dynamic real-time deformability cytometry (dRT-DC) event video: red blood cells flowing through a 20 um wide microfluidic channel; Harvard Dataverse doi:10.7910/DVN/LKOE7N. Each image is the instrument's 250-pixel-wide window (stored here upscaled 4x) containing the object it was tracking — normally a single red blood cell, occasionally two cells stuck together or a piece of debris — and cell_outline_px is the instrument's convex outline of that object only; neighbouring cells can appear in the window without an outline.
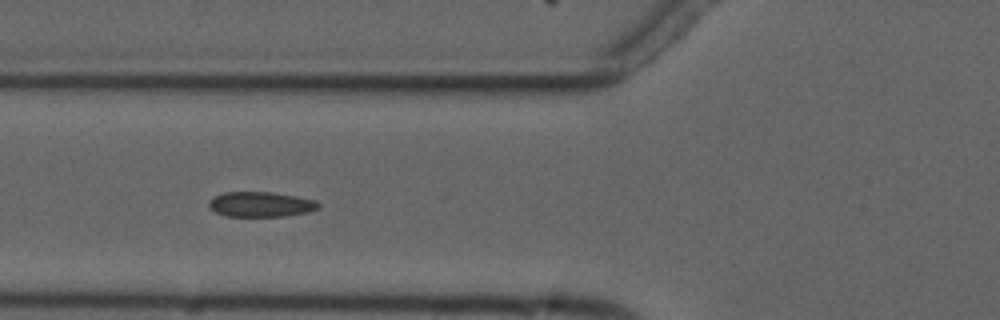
{"species": "common noctule bat (a hibernating species)", "species_latin": "Nyctalus noctula", "temperature_condition": "cold", "stored_images_in_passage": 8, "camera_frame_rate_fps": 3000, "um_per_image_px": 0.085, "animal": {"sex": "male", "forearm_length_mm": 52.5}, "frame": {"image": 1, "passage_image": 5, "time_ms": 4.667, "image_size_px": [1000, 320], "cell_outline_px": [[320, 208], [308, 212], [284, 216], [224, 216], [208, 208], [208, 200], [212, 196], [224, 192], [272, 192], [296, 196], [316, 200], [320, 204]], "centroid_in_image_um": [22.13, 17.36], "position_along_channel_um": 103.7, "area_um2": 16.24}}
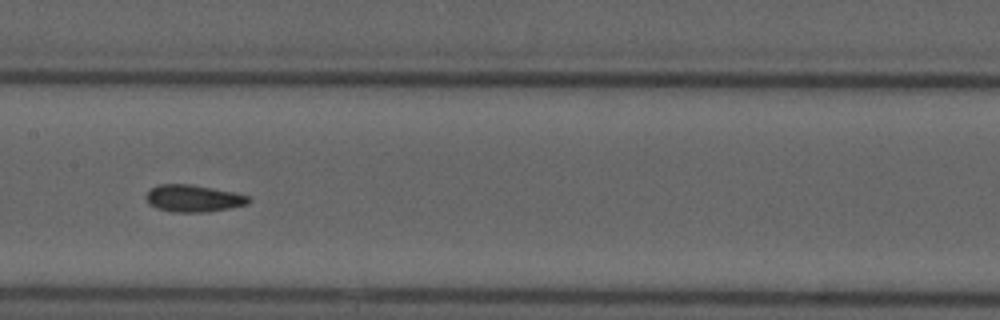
{"frame": {"image": 2, "passage_image": 7, "time_ms": 7.0, "image_size_px": [1000, 320], "cell_outline_px": [[252, 200], [248, 204], [232, 208], [208, 212], [172, 212], [156, 208], [148, 204], [144, 196], [156, 184], [192, 184], [232, 192], [248, 196]], "centroid_in_image_um": [16.42, 16.87], "position_along_channel_um": 191.0, "area_um2": 16.36}}
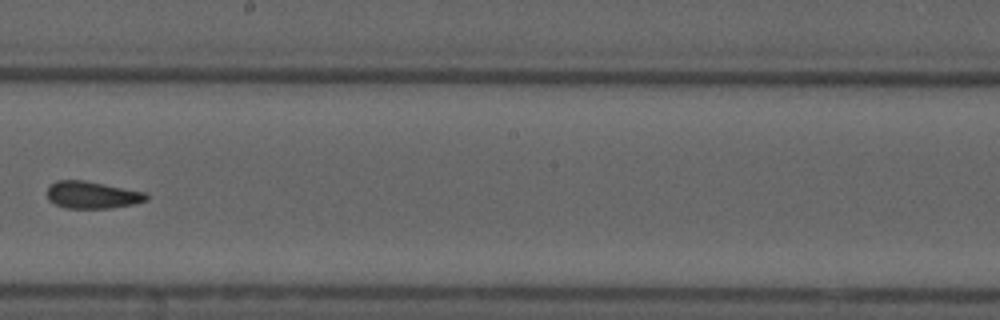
{"frame": {"image": 3, "passage_image": 8, "time_ms": 8.333, "image_size_px": [1000, 320], "cell_outline_px": [[148, 200], [136, 204], [108, 208], [64, 208], [48, 200], [48, 188], [56, 180], [84, 180], [144, 192], [148, 196]], "centroid_in_image_um": [7.84, 16.57], "position_along_channel_um": 240.4, "area_um2": 15.61}}